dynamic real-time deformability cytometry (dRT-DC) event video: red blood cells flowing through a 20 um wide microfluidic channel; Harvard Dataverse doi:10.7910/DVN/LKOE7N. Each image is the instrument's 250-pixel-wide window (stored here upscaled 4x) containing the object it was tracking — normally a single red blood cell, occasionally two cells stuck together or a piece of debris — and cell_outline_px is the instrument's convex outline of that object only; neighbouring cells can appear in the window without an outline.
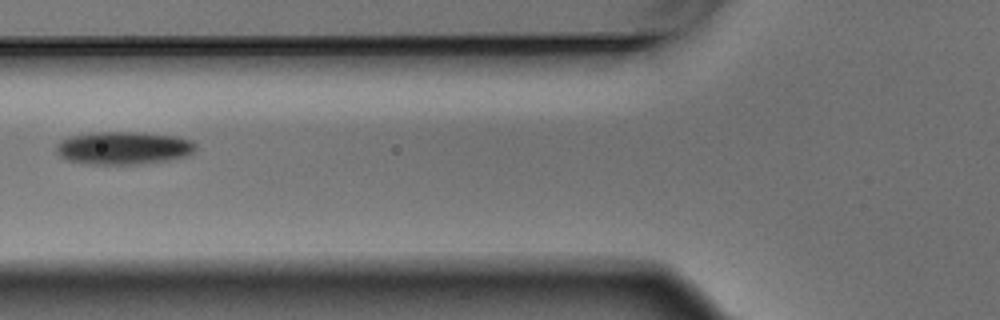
{"species": "Egyptian fruit bat (a non-hibernating species)", "species_latin": "Rousettus aegyptiacus", "temperature_condition": "warm", "stored_images_in_passage": 5, "camera_frame_rate_fps": 3000, "um_per_image_px": 0.085, "animal": {"sex": "male"}, "frame": {"image": 1, "passage_image": 5, "time_ms": 1.333, "image_size_px": [1000, 320], "cell_outline_px": [[196, 148], [192, 152], [184, 156], [164, 160], [132, 164], [88, 164], [68, 160], [60, 156], [56, 152], [56, 144], [60, 140], [72, 136], [92, 132], [144, 132], [176, 136], [192, 140], [196, 144]], "centroid_in_image_um": [10.47, 12.56], "position_along_channel_um": 115.3, "area_um2": 26.59}}